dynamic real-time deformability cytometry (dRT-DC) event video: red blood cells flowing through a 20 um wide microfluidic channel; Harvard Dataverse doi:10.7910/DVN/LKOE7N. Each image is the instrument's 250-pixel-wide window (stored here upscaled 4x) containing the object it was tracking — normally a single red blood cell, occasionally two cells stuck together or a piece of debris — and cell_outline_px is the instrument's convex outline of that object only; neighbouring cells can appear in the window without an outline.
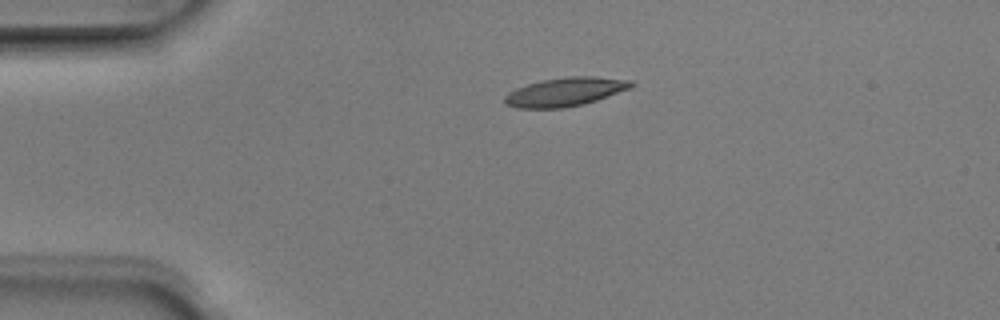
{"species": "Egyptian fruit bat (a non-hibernating species)", "species_latin": "Rousettus aegyptiacus", "temperature_condition": "room temperature", "stored_images_in_passage": 5, "camera_frame_rate_fps": 3000, "um_per_image_px": 0.085, "animal": {"sex": "male"}, "frame": {"image": 1, "passage_image": 4, "time_ms": 1.0, "image_size_px": [1000, 320], "cell_outline_px": [[636, 84], [632, 88], [584, 104], [564, 108], [516, 108], [504, 104], [504, 96], [508, 92], [516, 88], [528, 84], [544, 80], [568, 76], [592, 76], [632, 80]], "centroid_in_image_um": [48.05, 7.81], "position_along_channel_um": 36.9, "area_um2": 21.27}}